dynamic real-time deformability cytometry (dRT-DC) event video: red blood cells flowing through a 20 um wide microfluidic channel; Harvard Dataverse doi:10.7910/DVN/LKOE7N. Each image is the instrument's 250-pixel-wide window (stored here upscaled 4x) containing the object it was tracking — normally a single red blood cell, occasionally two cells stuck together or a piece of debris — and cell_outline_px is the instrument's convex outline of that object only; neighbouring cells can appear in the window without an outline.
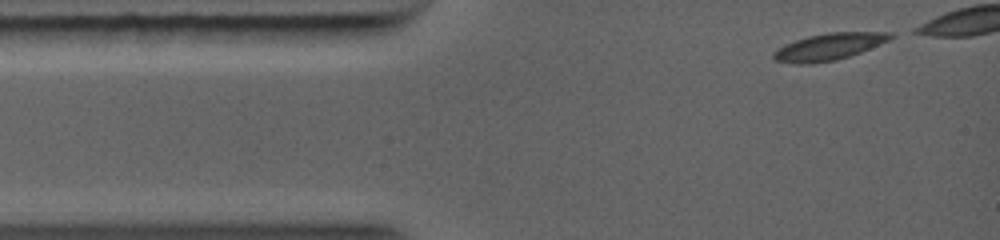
{"species": "common noctule bat (a hibernating species)", "species_latin": "Nyctalus noctula", "temperature_condition": "warm", "stored_images_in_passage": 8, "camera_frame_rate_fps": 5000, "um_per_image_px": 0.085, "animal": {"sex": "female", "body_mass_g": 19.0, "forearm_length_mm": 56.7}, "frame": {"image": 1, "passage_image": 1, "time_ms": 0.0, "image_size_px": [1000, 240], "cell_outline_px": [[896, 36], [888, 40], [860, 52], [836, 60], [808, 64], [796, 64], [776, 60], [772, 56], [772, 52], [776, 48], [784, 44], [808, 36], [828, 32], [892, 32]], "centroid_in_image_um": [70.42, 3.96], "position_along_channel_um": 14.6, "area_um2": 18.21}}
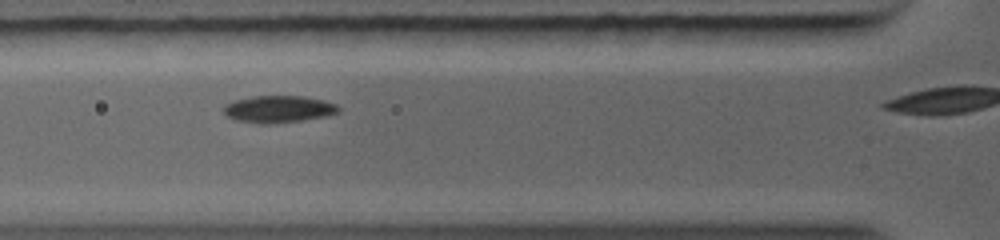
{"frame": {"image": 2, "passage_image": 6, "time_ms": 2.8, "image_size_px": [1000, 240], "cell_outline_px": [[340, 108], [336, 112], [324, 116], [300, 120], [236, 120], [228, 116], [224, 112], [224, 104], [232, 100], [252, 96], [304, 96], [324, 100], [336, 104]], "centroid_in_image_um": [23.68, 9.19], "position_along_channel_um": 102.1, "area_um2": 16.94}}